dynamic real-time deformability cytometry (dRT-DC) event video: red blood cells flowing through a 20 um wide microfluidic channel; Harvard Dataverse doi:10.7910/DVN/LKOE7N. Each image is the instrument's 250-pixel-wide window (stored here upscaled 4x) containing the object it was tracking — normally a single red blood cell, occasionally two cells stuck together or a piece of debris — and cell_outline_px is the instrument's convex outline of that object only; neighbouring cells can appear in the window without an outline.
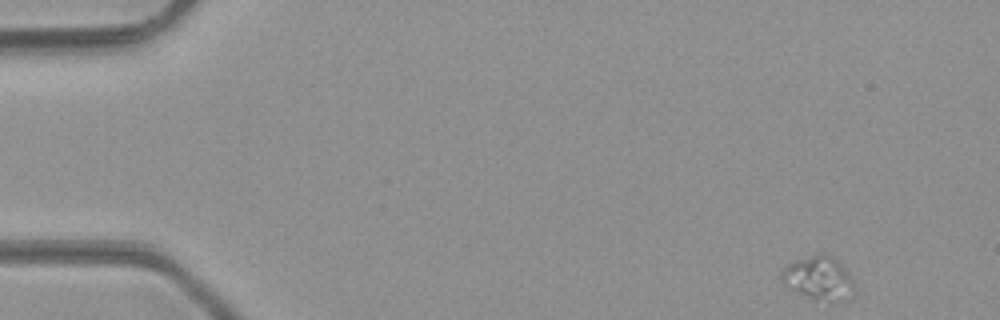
{"species": "common noctule bat (a hibernating species)", "species_latin": "Nyctalus noctula", "temperature_condition": "room temperature", "stored_images_in_passage": 46, "camera_frame_rate_fps": 3000, "um_per_image_px": 0.085, "animal": {"sex": "male", "body_mass_g": 23.1, "forearm_length_mm": 52.7}, "frame": {"image": 1, "passage_image": 1, "time_ms": 0.0, "image_size_px": [1000, 320], "cell_outline_px": [[856, 292], [844, 300], [832, 304], [828, 304], [812, 300], [788, 288], [784, 284], [780, 276], [780, 272], [788, 264], [796, 260], [820, 252], [824, 252], [832, 256], [848, 272], [856, 288]], "centroid_in_image_um": [69.61, 23.69], "position_along_channel_um": 15.4, "area_um2": 19.19}}
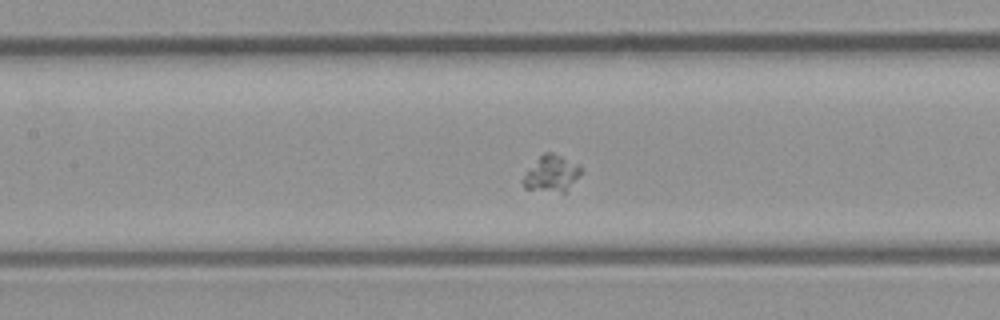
{"frame": {"image": 2, "passage_image": 20, "time_ms": 6.333, "image_size_px": [1000, 320], "cell_outline_px": [[584, 172], [564, 192], [524, 188], [524, 176], [528, 168], [544, 152], [552, 152], [584, 168]], "centroid_in_image_um": [46.92, 14.74], "position_along_channel_um": 160.5, "area_um2": 11.96}}
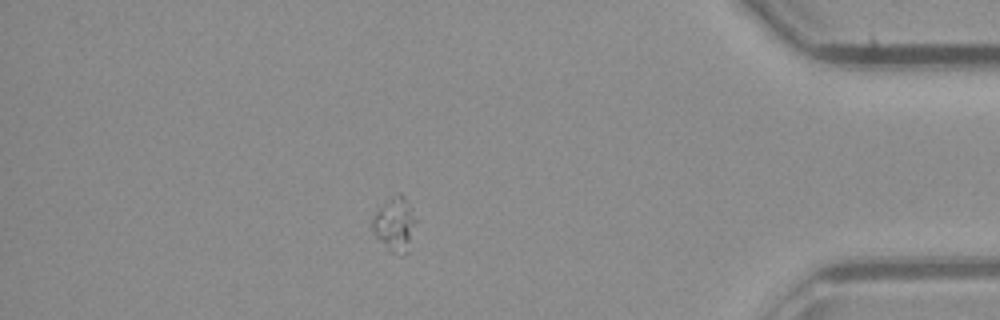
{"frame": {"image": 3, "passage_image": 40, "time_ms": 13.0, "image_size_px": [1000, 320], "cell_outline_px": [[416, 220], [408, 252], [404, 256], [392, 252], [372, 232], [372, 216], [380, 208], [400, 192], [404, 196]], "centroid_in_image_um": [33.56, 19.11], "position_along_channel_um": 401.6, "area_um2": 13.18}}